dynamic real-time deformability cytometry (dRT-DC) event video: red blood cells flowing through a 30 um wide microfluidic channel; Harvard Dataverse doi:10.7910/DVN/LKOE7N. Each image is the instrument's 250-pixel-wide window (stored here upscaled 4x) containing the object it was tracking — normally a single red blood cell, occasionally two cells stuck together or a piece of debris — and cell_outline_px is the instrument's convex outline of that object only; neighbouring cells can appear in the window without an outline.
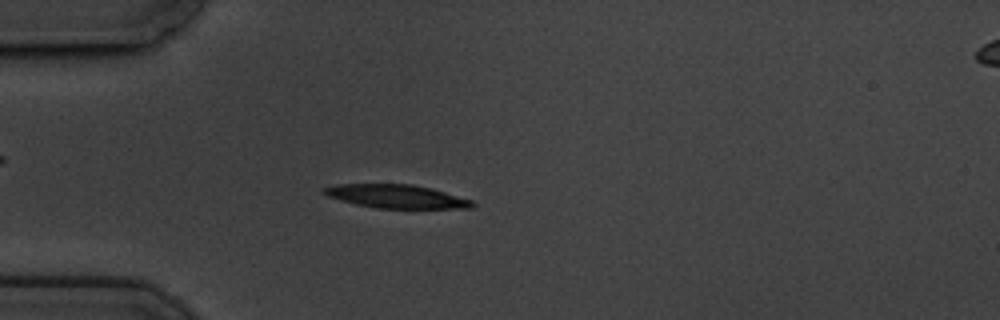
{"species": "common noctule bat (a hibernating species)", "species_latin": "Nyctalus noctula", "temperature_condition": "cold", "stored_images_in_passage": 59, "camera_frame_rate_fps": 3000, "um_per_image_px": 0.085, "animal": {"sex": "male", "body_mass_g": 19.5, "forearm_length_mm": 54.6}, "frame": {"image": 1, "passage_image": 16, "time_ms": 5.0, "image_size_px": [1000, 320], "cell_outline_px": [[476, 204], [472, 208], [376, 208], [356, 204], [328, 196], [320, 192], [324, 188], [336, 184], [412, 184], [432, 188], [472, 200]], "centroid_in_image_um": [33.71, 16.69], "position_along_channel_um": 51.3, "area_um2": 20.23}}
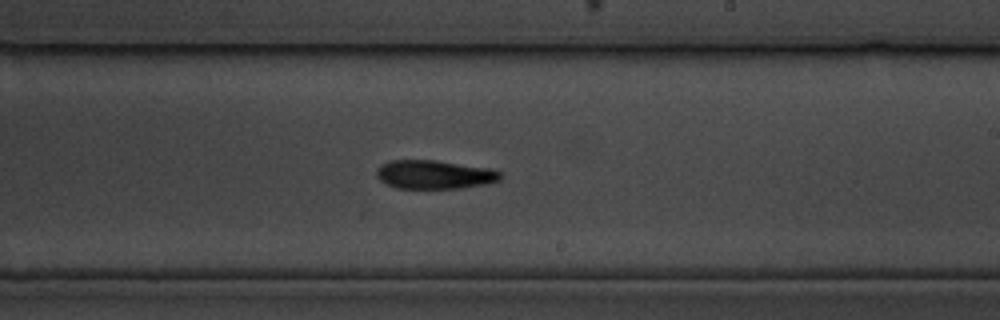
{"frame": {"image": 2, "passage_image": 35, "time_ms": 11.333, "image_size_px": [1000, 320], "cell_outline_px": [[500, 180], [484, 184], [460, 188], [396, 188], [384, 184], [376, 176], [376, 168], [380, 164], [388, 160], [436, 160], [492, 168], [500, 172]], "centroid_in_image_um": [36.87, 14.82], "position_along_channel_um": 252.1, "area_um2": 20.92}}
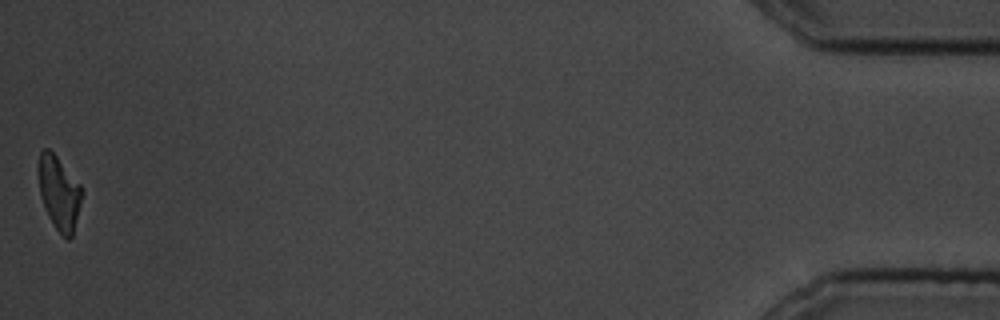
{"frame": {"image": 3, "passage_image": 59, "time_ms": 19.333, "image_size_px": [1000, 320], "cell_outline_px": [[84, 192], [72, 236], [68, 240], [56, 228], [48, 216], [40, 196], [40, 152], [44, 148], [48, 148], [56, 156], [80, 184]], "centroid_in_image_um": [5.06, 16.42], "position_along_channel_um": 430.1, "area_um2": 18.15}, "authors_computed_cell_mechanics": {"area_um2": 20.519, "velocity_mm_per_s": 3.364, "shape_relaxation_time_tau1_ms": 3.7263, "shape_relaxation_time_tau2_ms": null, "deformation_change_tau1": 0.1487, "deformation_change_tau2": null}}